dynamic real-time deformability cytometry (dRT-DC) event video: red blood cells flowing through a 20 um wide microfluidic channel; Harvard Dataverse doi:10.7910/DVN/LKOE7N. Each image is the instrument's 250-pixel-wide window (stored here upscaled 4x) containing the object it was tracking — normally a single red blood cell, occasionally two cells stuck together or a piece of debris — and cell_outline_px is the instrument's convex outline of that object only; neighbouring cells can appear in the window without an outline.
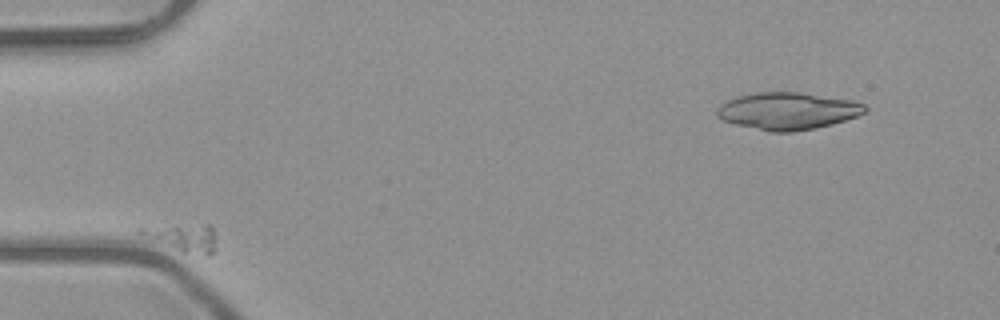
{"species": "common noctule bat (a hibernating species)", "species_latin": "Nyctalus noctula", "temperature_condition": "room temperature", "stored_images_in_passage": 6, "camera_frame_rate_fps": 3000, "um_per_image_px": 0.085, "animal": {"sex": "male", "body_mass_g": 23.1, "forearm_length_mm": 52.7}, "frame": {"image": 1, "passage_image": 2, "time_ms": 0.333, "image_size_px": [1000, 320], "cell_outline_px": [[216, 248], [208, 256], [180, 252], [140, 236], [140, 228], [204, 224], [208, 224], [212, 228], [216, 236]], "centroid_in_image_um": [15.62, 20.24], "position_along_channel_um": 69.4, "area_um2": 12.25}}
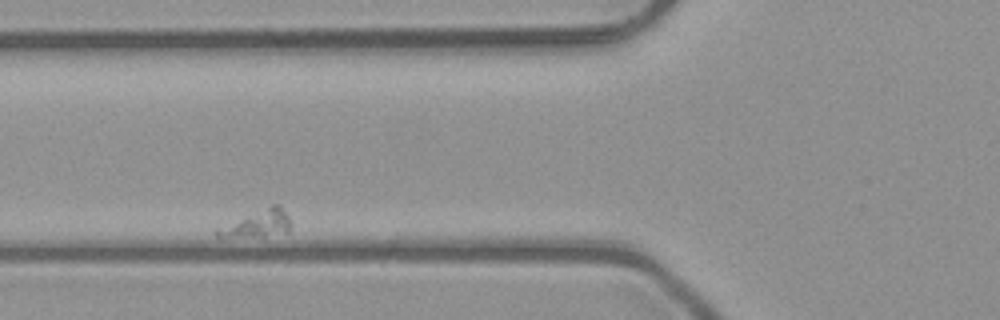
{"frame": {"image": 2, "passage_image": 3, "time_ms": 0.667, "image_size_px": [1000, 320], "cell_outline_px": [[288, 232], [264, 236], [216, 236], [212, 232], [216, 228], [272, 204], [280, 204], [288, 216]], "centroid_in_image_um": [21.86, 19.0], "position_along_channel_um": 103.9, "area_um2": 11.21}}